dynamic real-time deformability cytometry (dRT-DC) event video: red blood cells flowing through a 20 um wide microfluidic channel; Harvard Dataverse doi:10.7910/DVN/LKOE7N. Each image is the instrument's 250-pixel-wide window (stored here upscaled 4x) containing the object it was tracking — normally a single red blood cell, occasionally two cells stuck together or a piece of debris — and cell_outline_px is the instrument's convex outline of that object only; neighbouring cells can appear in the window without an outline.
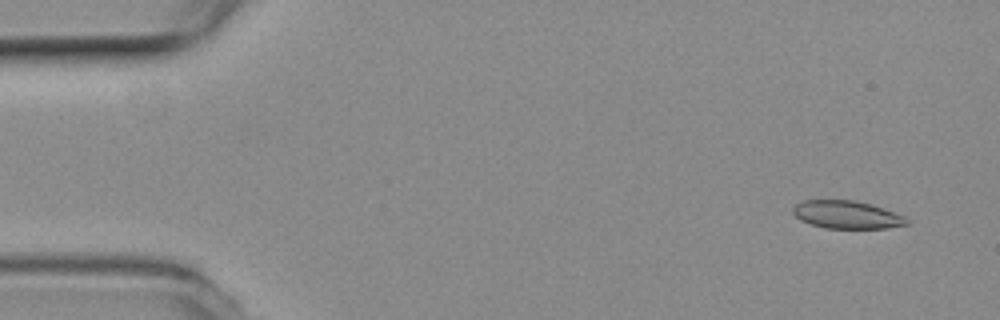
{"species": "common noctule bat (a hibernating species)", "species_latin": "Nyctalus noctula", "temperature_condition": "room temperature", "stored_images_in_passage": 8, "camera_frame_rate_fps": 3000, "um_per_image_px": 0.085, "animal": {"sex": "female", "body_mass_g": 19.3, "forearm_length_mm": 54.1}, "frame": {"image": 1, "passage_image": 1, "time_ms": 0.0, "image_size_px": [1000, 320], "cell_outline_px": [[908, 224], [884, 228], [824, 228], [800, 220], [792, 212], [792, 208], [796, 204], [804, 200], [852, 200], [868, 204], [904, 216], [908, 220]], "centroid_in_image_um": [71.92, 18.25], "position_along_channel_um": 13.1, "area_um2": 18.09}}
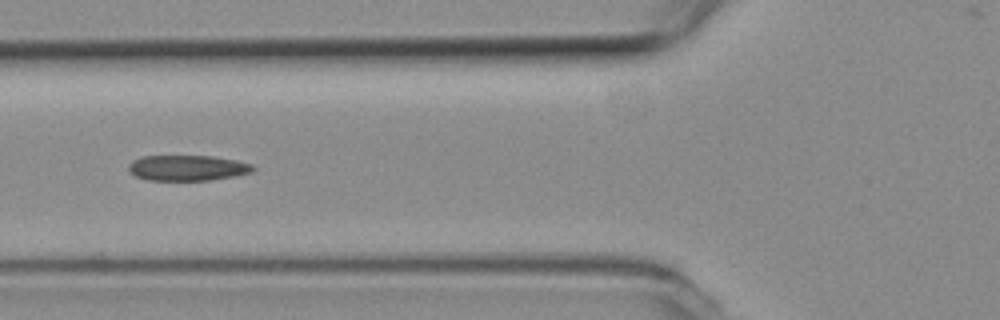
{"frame": {"image": 2, "passage_image": 6, "time_ms": 1.667, "image_size_px": [1000, 320], "cell_outline_px": [[256, 168], [252, 172], [232, 176], [208, 180], [148, 180], [136, 176], [128, 172], [128, 164], [132, 160], [140, 156], [212, 156], [236, 160], [252, 164]], "centroid_in_image_um": [15.89, 14.26], "position_along_channel_um": 109.9, "area_um2": 18.55}}
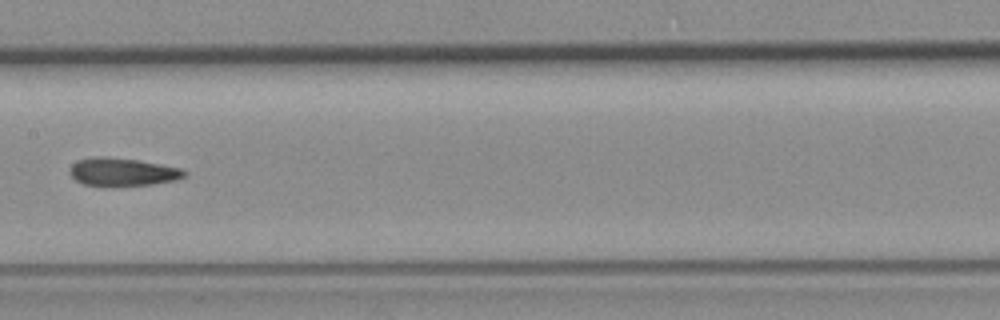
{"frame": {"image": 3, "passage_image": 8, "time_ms": 2.333, "image_size_px": [1000, 320], "cell_outline_px": [[188, 172], [184, 176], [176, 180], [152, 184], [84, 184], [76, 180], [68, 172], [72, 164], [76, 160], [96, 156], [104, 156], [136, 160], [160, 164], [180, 168]], "centroid_in_image_um": [10.4, 14.58], "position_along_channel_um": 197.0, "area_um2": 18.15}}